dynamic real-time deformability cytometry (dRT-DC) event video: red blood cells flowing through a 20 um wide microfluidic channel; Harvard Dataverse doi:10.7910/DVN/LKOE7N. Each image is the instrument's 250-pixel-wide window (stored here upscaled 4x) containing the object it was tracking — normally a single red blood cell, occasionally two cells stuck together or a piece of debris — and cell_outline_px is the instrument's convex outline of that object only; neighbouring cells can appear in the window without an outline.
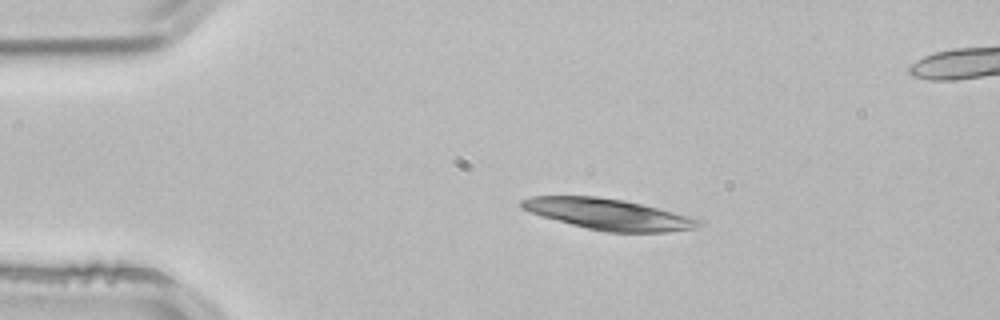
{"species": "common noctule bat (a hibernating species)", "species_latin": "Nyctalus noctula", "temperature_condition": "room temperature", "stored_images_in_passage": 3, "camera_frame_rate_fps": 3000, "um_per_image_px": 0.085, "animal": {"sex": "male", "body_mass_g": 21.5, "forearm_length_mm": 52.0}, "frame": {"image": 1, "passage_image": 1, "time_ms": 0.0, "image_size_px": [1000, 320], "cell_outline_px": [[700, 224], [696, 228], [668, 232], [608, 232], [588, 228], [540, 216], [528, 212], [520, 208], [520, 200], [532, 196], [596, 196], [624, 200], [672, 212], [696, 220]], "centroid_in_image_um": [51.58, 18.2], "position_along_channel_um": 33.4, "area_um2": 31.39}}